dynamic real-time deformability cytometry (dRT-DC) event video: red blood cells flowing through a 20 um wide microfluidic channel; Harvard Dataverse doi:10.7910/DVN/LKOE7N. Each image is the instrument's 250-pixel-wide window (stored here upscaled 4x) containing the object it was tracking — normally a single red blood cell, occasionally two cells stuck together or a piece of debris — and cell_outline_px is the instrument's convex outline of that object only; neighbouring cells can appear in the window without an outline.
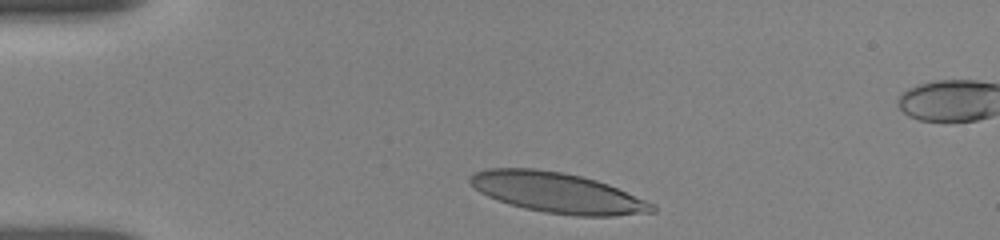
{"species": "human", "species_latin": "Homo sapiens", "temperature_condition": "room temperature", "stored_images_in_passage": 6, "camera_frame_rate_fps": 3000, "um_per_image_px": 0.085, "donor": {"sex": "female"}, "frame": {"image": 1, "passage_image": 1, "time_ms": 0.0, "image_size_px": [1000, 240], "cell_outline_px": [[656, 212], [616, 216], [576, 216], [544, 212], [524, 208], [508, 204], [488, 196], [480, 192], [468, 180], [468, 176], [472, 172], [488, 168], [536, 168], [564, 172], [596, 180], [608, 184], [656, 204]], "centroid_in_image_um": [47.39, 16.38], "position_along_channel_um": 37.6, "area_um2": 43.06}}
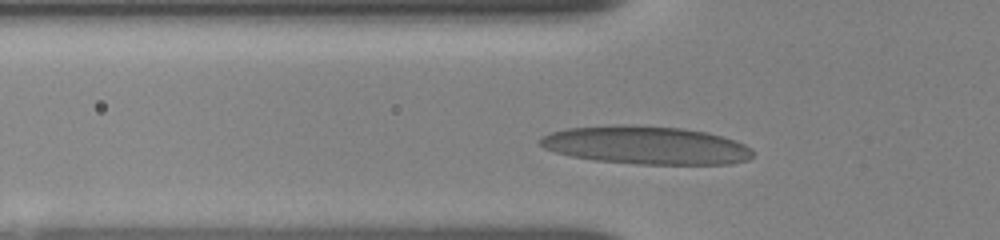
{"frame": {"image": 2, "passage_image": 5, "time_ms": 2.0, "image_size_px": [1000, 240], "cell_outline_px": [[752, 156], [748, 160], [728, 164], [636, 164], [596, 160], [572, 156], [556, 152], [544, 148], [540, 144], [540, 136], [552, 132], [568, 128], [624, 124], [628, 124], [684, 128], [708, 132], [736, 140], [752, 148]], "centroid_in_image_um": [54.94, 12.34], "position_along_channel_um": 70.9, "area_um2": 47.34}}